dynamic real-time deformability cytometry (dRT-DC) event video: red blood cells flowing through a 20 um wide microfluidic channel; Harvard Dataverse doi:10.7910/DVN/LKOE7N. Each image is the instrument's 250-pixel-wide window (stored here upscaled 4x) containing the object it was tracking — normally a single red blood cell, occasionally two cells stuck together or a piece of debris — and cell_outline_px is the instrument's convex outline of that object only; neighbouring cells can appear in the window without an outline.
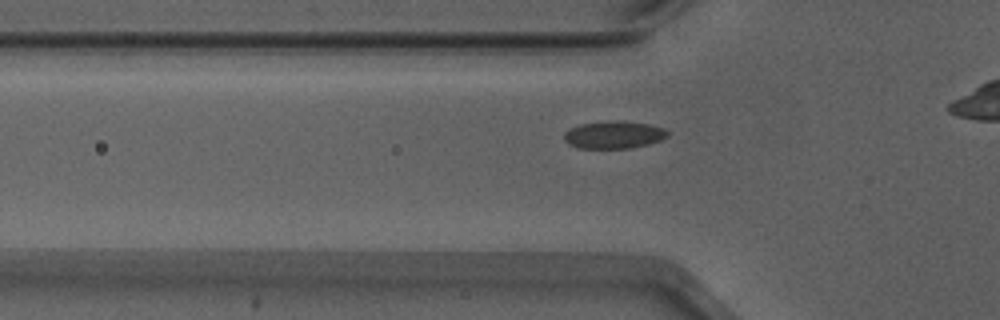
{"species": "Egyptian fruit bat (a non-hibernating species)", "species_latin": "Rousettus aegyptiacus", "temperature_condition": "warm", "stored_images_in_passage": 38, "camera_frame_rate_fps": 3000, "um_per_image_px": 0.085, "animal": {"sex": "male"}, "frame": {"image": 1, "passage_image": 12, "time_ms": 3.667, "image_size_px": [1000, 320], "cell_outline_px": [[668, 136], [660, 140], [648, 144], [628, 148], [576, 148], [568, 144], [564, 140], [564, 132], [568, 128], [580, 124], [616, 120], [620, 120], [648, 124], [664, 128], [668, 132]], "centroid_in_image_um": [52.13, 11.45], "position_along_channel_um": 73.7, "area_um2": 16.65}}
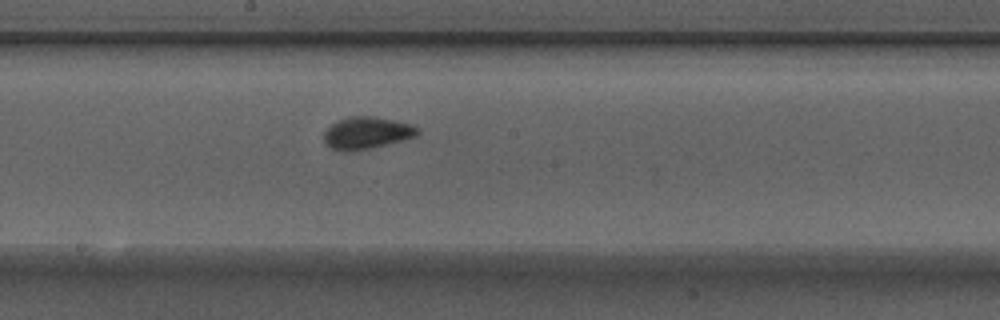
{"frame": {"image": 2, "passage_image": 23, "time_ms": 7.333, "image_size_px": [1000, 320], "cell_outline_px": [[420, 132], [416, 136], [404, 140], [388, 144], [352, 152], [344, 152], [332, 148], [324, 144], [324, 132], [336, 120], [348, 116], [372, 116], [412, 124], [420, 128]], "centroid_in_image_um": [31.17, 11.3], "position_along_channel_um": 217.0, "area_um2": 17.74}}
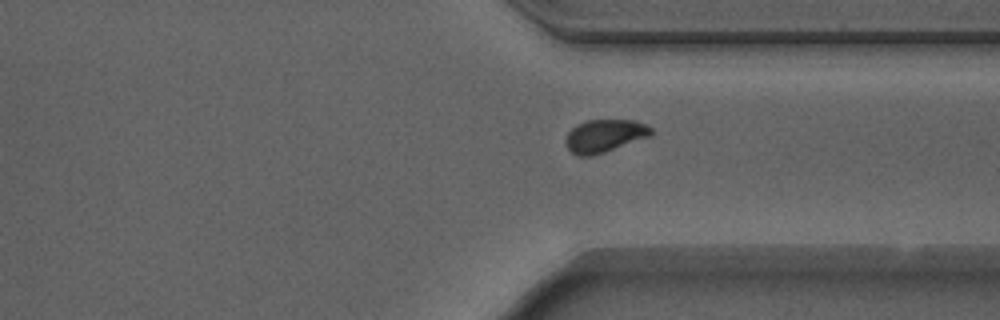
{"frame": {"image": 3, "passage_image": 34, "time_ms": 11.0, "image_size_px": [1000, 320], "cell_outline_px": [[652, 136], [604, 152], [588, 156], [576, 156], [568, 148], [564, 140], [568, 132], [576, 124], [588, 120], [636, 120], [652, 128]], "centroid_in_image_um": [51.39, 11.54], "position_along_channel_um": 360.0, "area_um2": 16.36}}